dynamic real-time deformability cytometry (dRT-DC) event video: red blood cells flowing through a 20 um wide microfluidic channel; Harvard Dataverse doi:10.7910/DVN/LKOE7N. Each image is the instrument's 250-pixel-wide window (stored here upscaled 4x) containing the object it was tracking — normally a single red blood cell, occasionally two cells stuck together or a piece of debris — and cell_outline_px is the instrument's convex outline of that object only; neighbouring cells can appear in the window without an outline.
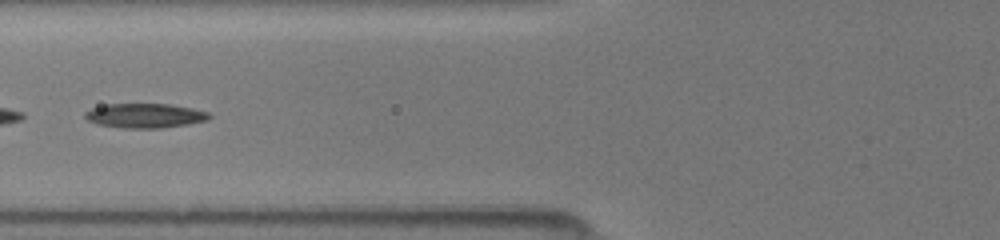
{"species": "common noctule bat (a hibernating species)", "species_latin": "Nyctalus noctula", "temperature_condition": "room temperature", "stored_images_in_passage": 50, "segment_of_instrument_passage": [2, 2], "camera_frame_rate_fps": 3000, "um_per_image_px": 0.085, "animal": {"sex": "female", "body_mass_g": 19.5, "forearm_length_mm": 54.1}, "frame": {"image": 1, "passage_image": 21, "time_ms": 6.667, "image_size_px": [1000, 240], "cell_outline_px": [[212, 116], [208, 120], [188, 124], [160, 128], [124, 128], [96, 124], [88, 120], [84, 116], [84, 112], [92, 108], [104, 104], [172, 104], [192, 108], [208, 112]], "centroid_in_image_um": [12.32, 9.83], "position_along_channel_um": 113.5, "area_um2": 17.8}}
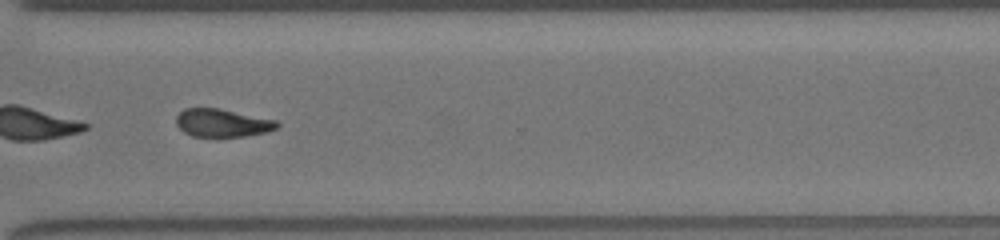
{"frame": {"image": 2, "passage_image": 38, "time_ms": 12.333, "image_size_px": [1000, 240], "cell_outline_px": [[280, 124], [276, 128], [268, 132], [244, 136], [192, 136], [184, 132], [176, 124], [176, 116], [184, 108], [220, 108], [276, 120]], "centroid_in_image_um": [18.89, 10.44], "position_along_channel_um": 351.7, "area_um2": 16.42}}
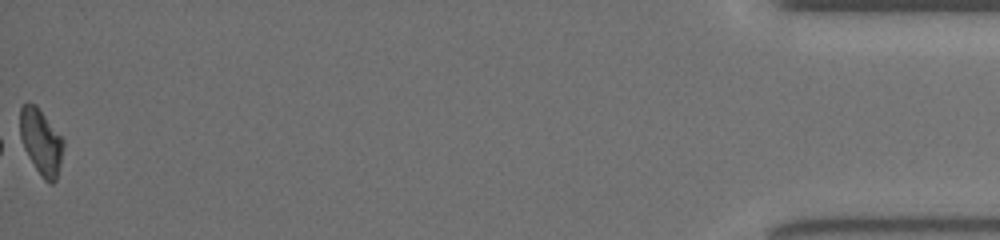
{"frame": {"image": 3, "passage_image": 50, "time_ms": 16.333, "image_size_px": [1000, 240], "cell_outline_px": [[64, 144], [60, 164], [56, 180], [52, 184], [48, 184], [40, 176], [28, 156], [24, 148], [20, 136], [20, 108], [28, 100], [36, 104], [64, 140]], "centroid_in_image_um": [3.48, 12.04], "position_along_channel_um": 431.7, "area_um2": 16.7}}